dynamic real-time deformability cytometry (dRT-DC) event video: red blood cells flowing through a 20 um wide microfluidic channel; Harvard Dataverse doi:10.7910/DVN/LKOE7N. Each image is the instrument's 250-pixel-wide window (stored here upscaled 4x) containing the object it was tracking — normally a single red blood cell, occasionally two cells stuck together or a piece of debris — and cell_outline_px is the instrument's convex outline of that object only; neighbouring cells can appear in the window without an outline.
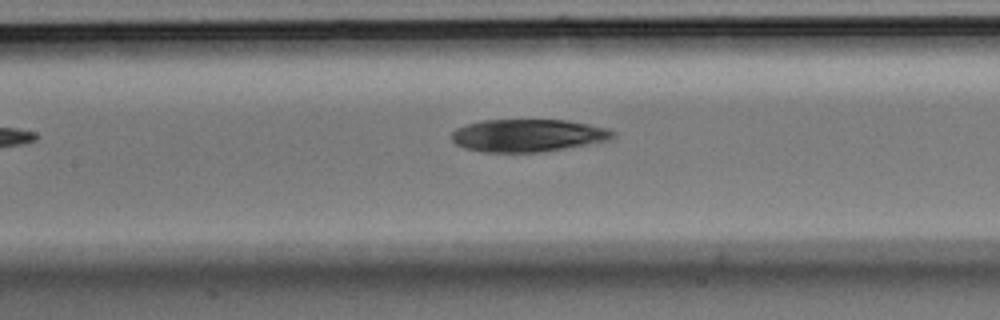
{"species": "Egyptian fruit bat (a non-hibernating species)", "species_latin": "Rousettus aegyptiacus", "temperature_condition": "room temperature", "stored_images_in_passage": 8, "camera_frame_rate_fps": 3000, "um_per_image_px": 0.085, "animal": {"sex": "male"}, "frame": {"image": 1, "passage_image": 7, "time_ms": 2.0, "image_size_px": [1000, 320], "cell_outline_px": [[616, 136], [608, 140], [588, 144], [564, 148], [536, 152], [484, 152], [464, 148], [456, 144], [452, 140], [452, 132], [456, 128], [464, 124], [484, 120], [568, 120], [608, 128], [616, 132]], "centroid_in_image_um": [44.86, 11.5], "position_along_channel_um": 162.5, "area_um2": 30.63}}